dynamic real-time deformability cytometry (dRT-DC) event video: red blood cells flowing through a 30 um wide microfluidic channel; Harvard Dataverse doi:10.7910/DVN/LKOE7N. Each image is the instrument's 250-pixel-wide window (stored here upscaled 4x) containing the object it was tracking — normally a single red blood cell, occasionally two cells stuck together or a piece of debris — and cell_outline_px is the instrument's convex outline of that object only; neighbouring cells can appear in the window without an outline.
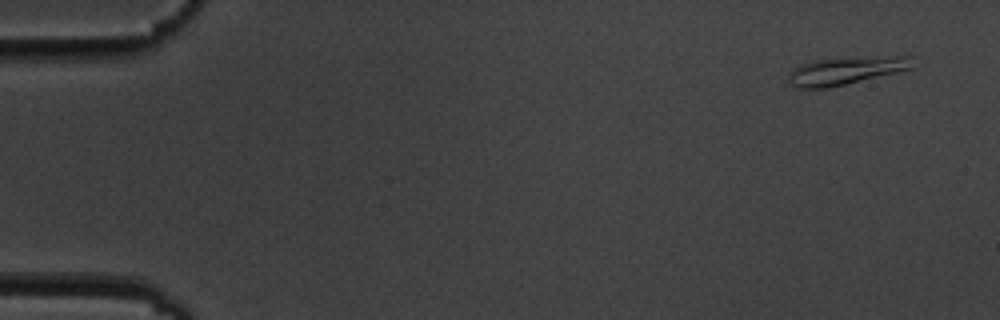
{"species": "common noctule bat (a hibernating species)", "species_latin": "Nyctalus noctula", "temperature_condition": "cold", "stored_images_in_passage": 5, "camera_frame_rate_fps": 3000, "um_per_image_px": 0.085, "animal": {"sex": "male", "body_mass_g": 19.5, "forearm_length_mm": 54.6}, "frame": {"image": 1, "passage_image": 1, "time_ms": 0.0, "image_size_px": [1000, 320], "cell_outline_px": [[912, 68], [896, 72], [828, 88], [796, 88], [788, 80], [788, 72], [792, 68], [800, 64], [812, 60], [896, 56], [912, 56]], "centroid_in_image_um": [71.82, 6.01], "position_along_channel_um": 13.2, "area_um2": 19.71}}
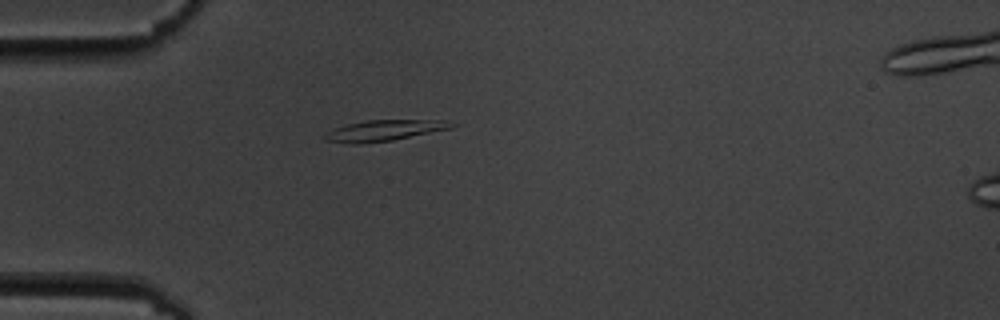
{"frame": {"image": 2, "passage_image": 4, "time_ms": 4.333, "image_size_px": [1000, 320], "cell_outline_px": [[456, 124], [452, 128], [392, 140], [360, 144], [344, 144], [324, 140], [320, 136], [336, 128], [348, 124], [368, 120], [448, 120]], "centroid_in_image_um": [32.62, 11.1], "position_along_channel_um": 52.4, "area_um2": 15.49}}